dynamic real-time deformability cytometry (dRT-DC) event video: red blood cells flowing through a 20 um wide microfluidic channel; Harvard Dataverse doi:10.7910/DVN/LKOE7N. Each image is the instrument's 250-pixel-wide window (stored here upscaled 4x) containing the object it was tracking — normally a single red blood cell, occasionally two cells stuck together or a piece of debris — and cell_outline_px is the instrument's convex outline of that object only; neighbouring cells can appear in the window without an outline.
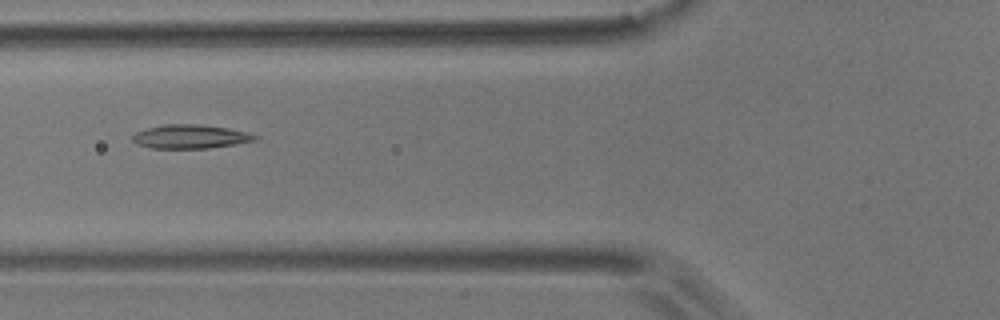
{"species": "common noctule bat (a hibernating species)", "species_latin": "Nyctalus noctula", "temperature_condition": "room temperature", "stored_images_in_passage": 5, "camera_frame_rate_fps": 3000, "um_per_image_px": 0.085, "animal": {"sex": "male", "body_mass_g": 17.9}, "frame": {"image": 1, "passage_image": 4, "time_ms": 3.667, "image_size_px": [1000, 320], "cell_outline_px": [[260, 136], [256, 140], [208, 148], [152, 148], [136, 144], [132, 140], [132, 136], [136, 132], [148, 128], [164, 124], [200, 124], [228, 128]], "centroid_in_image_um": [16.14, 11.6], "position_along_channel_um": 109.7, "area_um2": 16.82}}
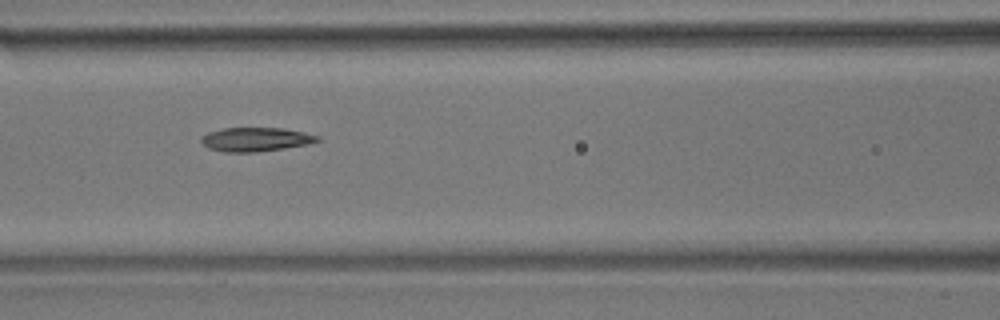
{"frame": {"image": 2, "passage_image": 5, "time_ms": 4.667, "image_size_px": [1000, 320], "cell_outline_px": [[320, 140], [308, 144], [284, 148], [256, 152], [224, 152], [208, 148], [200, 140], [200, 136], [208, 132], [224, 128], [284, 128], [304, 132], [320, 136]], "centroid_in_image_um": [21.72, 11.84], "position_along_channel_um": 144.9, "area_um2": 16.24}}